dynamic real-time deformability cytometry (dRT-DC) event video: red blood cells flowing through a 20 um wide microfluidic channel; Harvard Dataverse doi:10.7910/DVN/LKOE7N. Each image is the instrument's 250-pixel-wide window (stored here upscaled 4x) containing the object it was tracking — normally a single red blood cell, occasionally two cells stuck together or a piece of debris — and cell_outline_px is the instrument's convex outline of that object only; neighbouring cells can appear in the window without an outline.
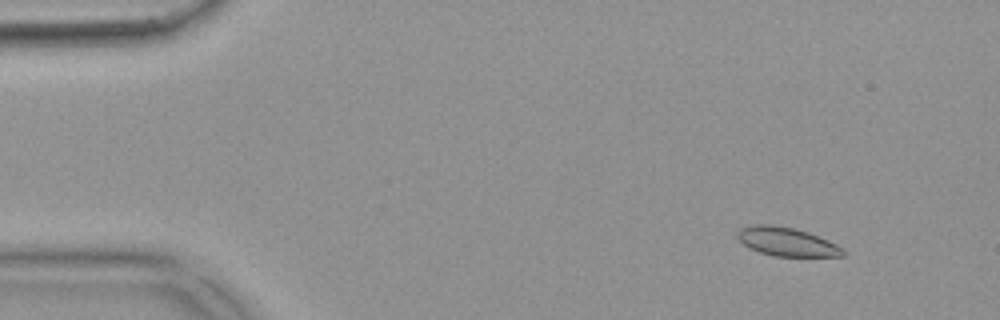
{"species": "common noctule bat (a hibernating species)", "species_latin": "Nyctalus noctula", "temperature_condition": "warm", "stored_images_in_passage": 54, "camera_frame_rate_fps": 3000, "um_per_image_px": 0.085, "animal": {"sex": "female", "body_mass_g": 18.4}, "frame": {"image": 1, "passage_image": 6, "time_ms": 1.667, "image_size_px": [1000, 320], "cell_outline_px": [[844, 256], [776, 256], [760, 252], [744, 244], [736, 236], [736, 232], [740, 228], [752, 224], [772, 224], [792, 228], [808, 232], [828, 240], [844, 248]], "centroid_in_image_um": [66.87, 20.53], "position_along_channel_um": 18.1, "area_um2": 17.51}}
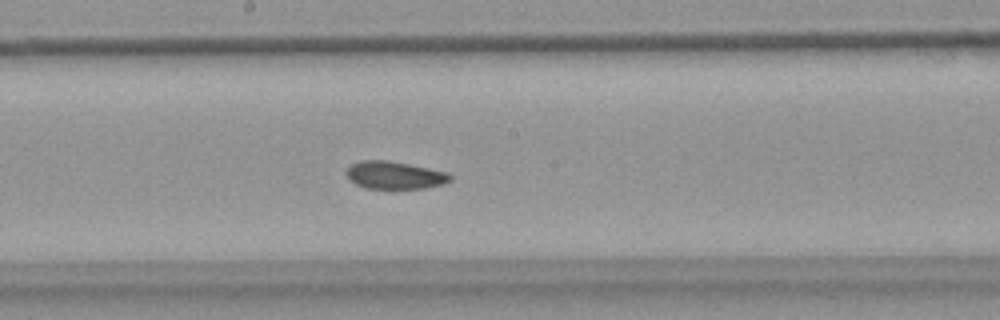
{"frame": {"image": 2, "passage_image": 29, "time_ms": 9.333, "image_size_px": [1000, 320], "cell_outline_px": [[452, 180], [444, 184], [424, 188], [364, 188], [348, 180], [344, 172], [352, 164], [360, 160], [388, 160], [448, 172], [452, 176]], "centroid_in_image_um": [33.52, 14.89], "position_along_channel_um": 214.7, "area_um2": 16.82}}
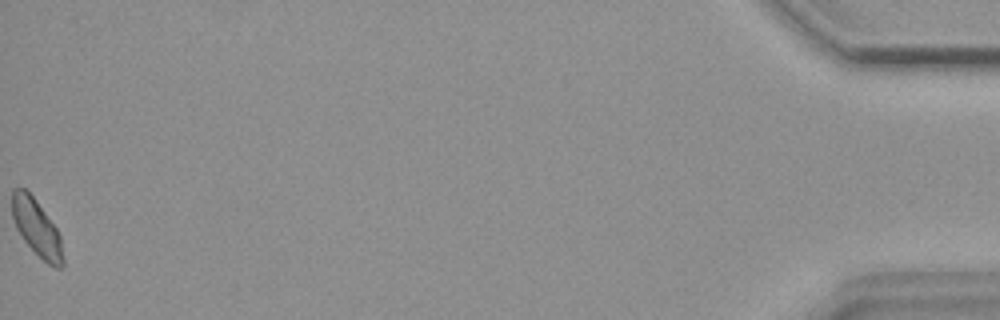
{"frame": {"image": 3, "passage_image": 54, "time_ms": 17.667, "image_size_px": [1000, 320], "cell_outline_px": [[64, 264], [60, 268], [56, 268], [48, 264], [24, 240], [16, 228], [12, 216], [12, 188], [24, 188], [36, 200], [56, 228], [60, 236], [64, 260]], "centroid_in_image_um": [3.12, 19.36], "position_along_channel_um": 432.1, "area_um2": 16.53}, "authors_computed_cell_mechanics": {"area_um2": 17.4267, "velocity_mm_per_s": 3.8122, "shape_relaxation_time_tau1_ms": null, "shape_relaxation_time_tau2_ms": 3.76, "deformation_change_tau1": null, "deformation_change_tau2": 0.0741}}